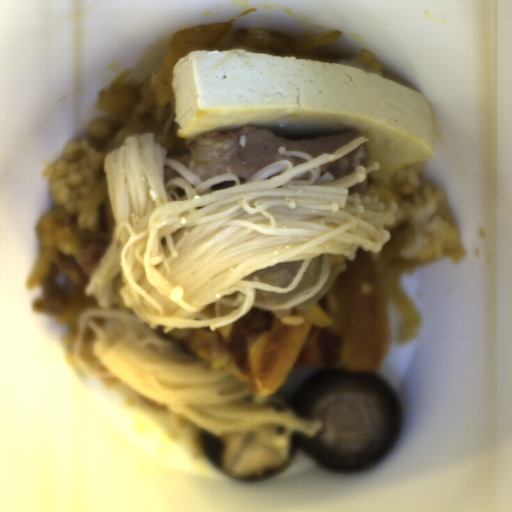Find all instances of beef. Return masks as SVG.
<instances>
[{"label": "beef", "mask_w": 512, "mask_h": 512, "mask_svg": "<svg viewBox=\"0 0 512 512\" xmlns=\"http://www.w3.org/2000/svg\"><path fill=\"white\" fill-rule=\"evenodd\" d=\"M361 136L343 129L307 139H286L255 126L215 131L194 139L180 155V162L201 180L235 174L244 182L265 167L288 161L292 166L307 162L300 156L279 154L280 146L311 157L335 153Z\"/></svg>", "instance_id": "beef-1"}]
</instances>
